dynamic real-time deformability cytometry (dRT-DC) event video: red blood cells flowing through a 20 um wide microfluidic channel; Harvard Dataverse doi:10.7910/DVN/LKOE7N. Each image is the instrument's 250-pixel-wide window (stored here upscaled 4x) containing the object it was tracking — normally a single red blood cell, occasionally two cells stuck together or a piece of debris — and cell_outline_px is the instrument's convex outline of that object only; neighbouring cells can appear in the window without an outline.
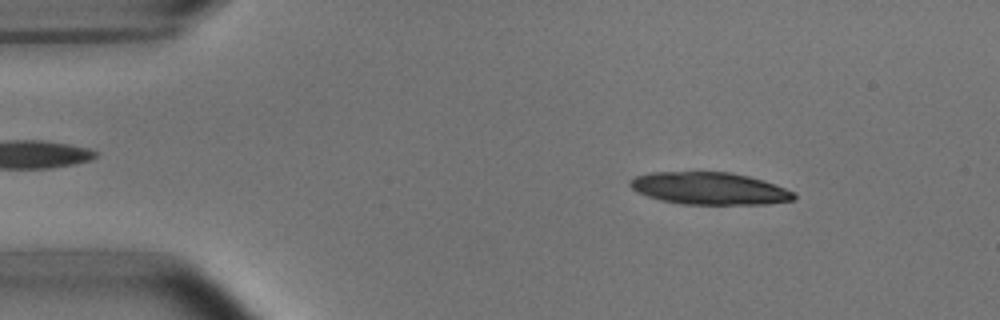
{"species": "common noctule bat (a hibernating species)", "species_latin": "Nyctalus noctula", "temperature_condition": "room temperature", "stored_images_in_passage": 4, "camera_frame_rate_fps": 3000, "um_per_image_px": 0.085, "animal": {"sex": "male", "body_mass_g": 15.6}, "frame": {"image": 1, "passage_image": 1, "time_ms": 0.0, "image_size_px": [1000, 320], "cell_outline_px": [[796, 200], [768, 204], [680, 204], [660, 200], [636, 192], [628, 184], [628, 180], [636, 176], [652, 172], [732, 172], [764, 180], [796, 192]], "centroid_in_image_um": [60.32, 16.02], "position_along_channel_um": 24.7, "area_um2": 31.1}}